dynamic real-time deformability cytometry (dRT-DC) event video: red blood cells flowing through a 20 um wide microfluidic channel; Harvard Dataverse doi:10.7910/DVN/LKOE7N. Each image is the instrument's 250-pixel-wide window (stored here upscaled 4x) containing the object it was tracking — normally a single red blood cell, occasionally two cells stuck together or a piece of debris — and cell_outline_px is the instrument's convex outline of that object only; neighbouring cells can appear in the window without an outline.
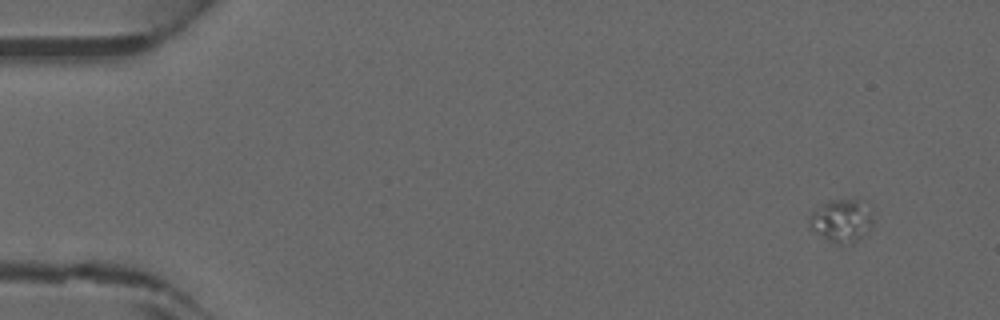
{"species": "common noctule bat (a hibernating species)", "species_latin": "Nyctalus noctula", "temperature_condition": "warm", "stored_images_in_passage": 44, "camera_frame_rate_fps": 3000, "um_per_image_px": 0.085, "animal": {"sex": "male", "forearm_length_mm": 52.5}, "frame": {"image": 1, "passage_image": 1, "time_ms": 0.0, "image_size_px": [1000, 320], "cell_outline_px": [[876, 212], [872, 228], [852, 244], [836, 244], [828, 240], [808, 228], [808, 216], [812, 212], [828, 200], [856, 200], [872, 204]], "centroid_in_image_um": [71.6, 18.74], "position_along_channel_um": 13.4, "area_um2": 16.65}}
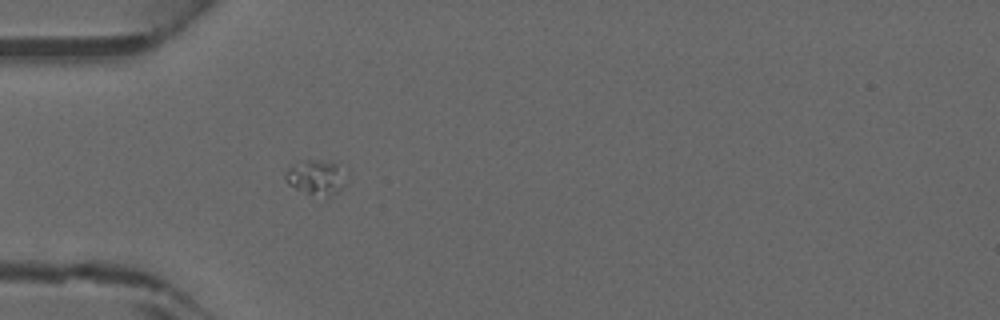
{"frame": {"image": 2, "passage_image": 12, "time_ms": 3.667, "image_size_px": [1000, 320], "cell_outline_px": [[344, 184], [332, 196], [328, 196], [304, 192], [288, 184], [284, 180], [284, 176], [288, 168], [304, 160], [340, 160]], "centroid_in_image_um": [26.87, 15.02], "position_along_channel_um": 58.1, "area_um2": 12.25}}
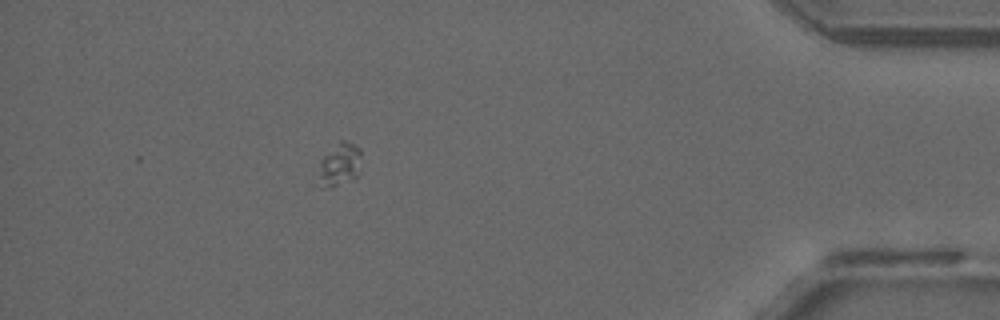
{"frame": {"image": 3, "passage_image": 39, "time_ms": 12.667, "image_size_px": [1000, 320], "cell_outline_px": [[360, 172], [352, 180], [336, 184], [328, 184], [320, 176], [320, 160], [340, 140], [344, 140], [356, 144], [360, 148]], "centroid_in_image_um": [28.97, 13.87], "position_along_channel_um": 406.2, "area_um2": 10.0}}